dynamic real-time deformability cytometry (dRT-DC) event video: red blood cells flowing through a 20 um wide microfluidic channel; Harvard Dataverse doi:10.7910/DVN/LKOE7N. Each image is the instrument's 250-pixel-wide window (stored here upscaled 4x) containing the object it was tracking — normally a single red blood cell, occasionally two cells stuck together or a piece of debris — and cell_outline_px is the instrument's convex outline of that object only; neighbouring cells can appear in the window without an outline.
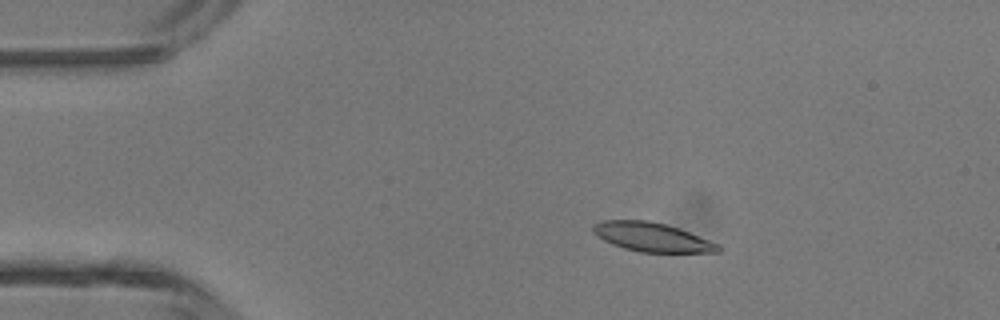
{"species": "common noctule bat (a hibernating species)", "species_latin": "Nyctalus noctula", "temperature_condition": "room temperature", "stored_images_in_passage": 5, "camera_frame_rate_fps": 3000, "um_per_image_px": 0.085, "animal": {"sex": "male", "body_mass_g": 13.3}, "frame": {"image": 1, "passage_image": 3, "time_ms": 0.667, "image_size_px": [1000, 320], "cell_outline_px": [[720, 252], [640, 252], [624, 248], [612, 244], [604, 240], [592, 232], [592, 224], [600, 220], [648, 220], [680, 228], [720, 244]], "centroid_in_image_um": [55.4, 20.14], "position_along_channel_um": 29.6, "area_um2": 21.21}}
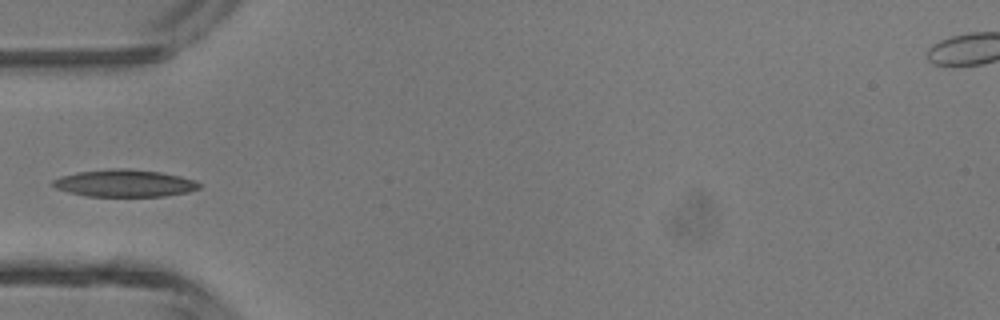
{"frame": {"image": 2, "passage_image": 5, "time_ms": 1.333, "image_size_px": [1000, 320], "cell_outline_px": [[204, 184], [200, 188], [188, 192], [164, 196], [88, 196], [68, 192], [56, 188], [52, 184], [52, 180], [60, 176], [76, 172], [112, 168], [128, 168], [160, 172], [180, 176], [196, 180]], "centroid_in_image_um": [10.61, 15.56], "position_along_channel_um": 74.4, "area_um2": 23.41}}